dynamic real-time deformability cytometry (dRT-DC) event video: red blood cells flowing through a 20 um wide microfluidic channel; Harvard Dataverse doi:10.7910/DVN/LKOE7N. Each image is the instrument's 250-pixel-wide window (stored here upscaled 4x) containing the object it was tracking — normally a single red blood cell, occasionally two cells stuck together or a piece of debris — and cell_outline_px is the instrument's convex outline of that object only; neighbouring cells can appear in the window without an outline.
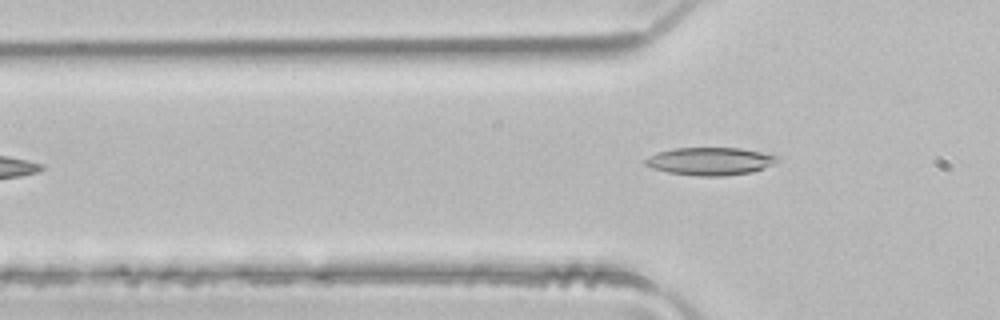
{"species": "common noctule bat (a hibernating species)", "species_latin": "Nyctalus noctula", "temperature_condition": "room temperature", "stored_images_in_passage": 3, "camera_frame_rate_fps": 3000, "um_per_image_px": 0.085, "animal": {"sex": "male", "body_mass_g": 21.5, "forearm_length_mm": 52.0}, "frame": {"image": 1, "passage_image": 3, "time_ms": 0.667, "image_size_px": [1000, 320], "cell_outline_px": [[780, 160], [764, 168], [752, 172], [720, 176], [700, 176], [668, 172], [652, 168], [644, 164], [644, 160], [648, 156], [672, 148], [740, 148], [780, 156]], "centroid_in_image_um": [60.37, 13.7], "position_along_channel_um": 65.4, "area_um2": 21.27}}